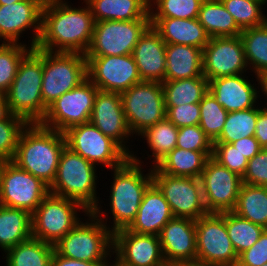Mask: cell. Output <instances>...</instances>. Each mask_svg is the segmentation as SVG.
Wrapping results in <instances>:
<instances>
[{
	"label": "cell",
	"mask_w": 267,
	"mask_h": 266,
	"mask_svg": "<svg viewBox=\"0 0 267 266\" xmlns=\"http://www.w3.org/2000/svg\"><path fill=\"white\" fill-rule=\"evenodd\" d=\"M83 1L86 5L77 8L68 0H45L41 34L35 48L85 55L92 41L95 21L89 5Z\"/></svg>",
	"instance_id": "cell-1"
},
{
	"label": "cell",
	"mask_w": 267,
	"mask_h": 266,
	"mask_svg": "<svg viewBox=\"0 0 267 266\" xmlns=\"http://www.w3.org/2000/svg\"><path fill=\"white\" fill-rule=\"evenodd\" d=\"M142 163L141 157L137 158L136 154H132L121 166L111 169L113 171V180L110 185L108 200H110L109 206L113 216L111 217V219L113 218V223L109 222V225L107 224L108 215L100 209L102 208L101 203L92 211L113 233L127 228L132 223L137 215L145 191L153 183L152 167L145 174ZM110 224H113L111 228Z\"/></svg>",
	"instance_id": "cell-2"
},
{
	"label": "cell",
	"mask_w": 267,
	"mask_h": 266,
	"mask_svg": "<svg viewBox=\"0 0 267 266\" xmlns=\"http://www.w3.org/2000/svg\"><path fill=\"white\" fill-rule=\"evenodd\" d=\"M65 147L63 132L40 123H28L19 137L11 161L50 187L56 178L60 156Z\"/></svg>",
	"instance_id": "cell-3"
},
{
	"label": "cell",
	"mask_w": 267,
	"mask_h": 266,
	"mask_svg": "<svg viewBox=\"0 0 267 266\" xmlns=\"http://www.w3.org/2000/svg\"><path fill=\"white\" fill-rule=\"evenodd\" d=\"M43 49L32 48L21 60L17 74L6 93L9 113L24 118L28 123H40L47 106L43 103Z\"/></svg>",
	"instance_id": "cell-4"
},
{
	"label": "cell",
	"mask_w": 267,
	"mask_h": 266,
	"mask_svg": "<svg viewBox=\"0 0 267 266\" xmlns=\"http://www.w3.org/2000/svg\"><path fill=\"white\" fill-rule=\"evenodd\" d=\"M97 167L67 146L63 149L57 174L49 192L81 203L89 212L99 204Z\"/></svg>",
	"instance_id": "cell-5"
},
{
	"label": "cell",
	"mask_w": 267,
	"mask_h": 266,
	"mask_svg": "<svg viewBox=\"0 0 267 266\" xmlns=\"http://www.w3.org/2000/svg\"><path fill=\"white\" fill-rule=\"evenodd\" d=\"M54 246L67 258L87 262H110L113 256V232L92 212ZM89 221V222H88Z\"/></svg>",
	"instance_id": "cell-6"
},
{
	"label": "cell",
	"mask_w": 267,
	"mask_h": 266,
	"mask_svg": "<svg viewBox=\"0 0 267 266\" xmlns=\"http://www.w3.org/2000/svg\"><path fill=\"white\" fill-rule=\"evenodd\" d=\"M78 210L89 213L78 201L49 193L32 213V237L55 246L82 221Z\"/></svg>",
	"instance_id": "cell-7"
},
{
	"label": "cell",
	"mask_w": 267,
	"mask_h": 266,
	"mask_svg": "<svg viewBox=\"0 0 267 266\" xmlns=\"http://www.w3.org/2000/svg\"><path fill=\"white\" fill-rule=\"evenodd\" d=\"M86 79L87 59L84 54L43 50L41 94L47 107Z\"/></svg>",
	"instance_id": "cell-8"
},
{
	"label": "cell",
	"mask_w": 267,
	"mask_h": 266,
	"mask_svg": "<svg viewBox=\"0 0 267 266\" xmlns=\"http://www.w3.org/2000/svg\"><path fill=\"white\" fill-rule=\"evenodd\" d=\"M126 122L132 136L166 118L163 87L160 82L142 81L121 93Z\"/></svg>",
	"instance_id": "cell-9"
},
{
	"label": "cell",
	"mask_w": 267,
	"mask_h": 266,
	"mask_svg": "<svg viewBox=\"0 0 267 266\" xmlns=\"http://www.w3.org/2000/svg\"><path fill=\"white\" fill-rule=\"evenodd\" d=\"M64 133L66 146L97 167L121 166L130 156L90 121L70 127Z\"/></svg>",
	"instance_id": "cell-10"
},
{
	"label": "cell",
	"mask_w": 267,
	"mask_h": 266,
	"mask_svg": "<svg viewBox=\"0 0 267 266\" xmlns=\"http://www.w3.org/2000/svg\"><path fill=\"white\" fill-rule=\"evenodd\" d=\"M150 26V19L95 22L92 41L85 56L132 54L138 40Z\"/></svg>",
	"instance_id": "cell-11"
},
{
	"label": "cell",
	"mask_w": 267,
	"mask_h": 266,
	"mask_svg": "<svg viewBox=\"0 0 267 266\" xmlns=\"http://www.w3.org/2000/svg\"><path fill=\"white\" fill-rule=\"evenodd\" d=\"M196 261L216 266H236L238 255L225 225V212L208 213L195 220Z\"/></svg>",
	"instance_id": "cell-12"
},
{
	"label": "cell",
	"mask_w": 267,
	"mask_h": 266,
	"mask_svg": "<svg viewBox=\"0 0 267 266\" xmlns=\"http://www.w3.org/2000/svg\"><path fill=\"white\" fill-rule=\"evenodd\" d=\"M98 90L87 78L78 87L52 102L40 124L65 132L72 126L89 122Z\"/></svg>",
	"instance_id": "cell-13"
},
{
	"label": "cell",
	"mask_w": 267,
	"mask_h": 266,
	"mask_svg": "<svg viewBox=\"0 0 267 266\" xmlns=\"http://www.w3.org/2000/svg\"><path fill=\"white\" fill-rule=\"evenodd\" d=\"M152 179L170 205L174 217L198 220L208 214L200 178L170 176L152 167Z\"/></svg>",
	"instance_id": "cell-14"
},
{
	"label": "cell",
	"mask_w": 267,
	"mask_h": 266,
	"mask_svg": "<svg viewBox=\"0 0 267 266\" xmlns=\"http://www.w3.org/2000/svg\"><path fill=\"white\" fill-rule=\"evenodd\" d=\"M49 193V186L41 179L11 160L6 161L0 179V205L24 209L32 214Z\"/></svg>",
	"instance_id": "cell-15"
},
{
	"label": "cell",
	"mask_w": 267,
	"mask_h": 266,
	"mask_svg": "<svg viewBox=\"0 0 267 266\" xmlns=\"http://www.w3.org/2000/svg\"><path fill=\"white\" fill-rule=\"evenodd\" d=\"M87 78L102 91L122 93L142 82L132 54L85 56Z\"/></svg>",
	"instance_id": "cell-16"
},
{
	"label": "cell",
	"mask_w": 267,
	"mask_h": 266,
	"mask_svg": "<svg viewBox=\"0 0 267 266\" xmlns=\"http://www.w3.org/2000/svg\"><path fill=\"white\" fill-rule=\"evenodd\" d=\"M200 180L208 213L234 210L243 184L242 177L210 157L206 161Z\"/></svg>",
	"instance_id": "cell-17"
},
{
	"label": "cell",
	"mask_w": 267,
	"mask_h": 266,
	"mask_svg": "<svg viewBox=\"0 0 267 266\" xmlns=\"http://www.w3.org/2000/svg\"><path fill=\"white\" fill-rule=\"evenodd\" d=\"M44 3L45 0H21L8 5H0V41L22 43L20 42L22 35L28 29H32L30 33L33 36L30 37L28 46L35 48L41 34Z\"/></svg>",
	"instance_id": "cell-18"
},
{
	"label": "cell",
	"mask_w": 267,
	"mask_h": 266,
	"mask_svg": "<svg viewBox=\"0 0 267 266\" xmlns=\"http://www.w3.org/2000/svg\"><path fill=\"white\" fill-rule=\"evenodd\" d=\"M203 75L209 80L243 74L249 70L239 36L210 38L202 49Z\"/></svg>",
	"instance_id": "cell-19"
},
{
	"label": "cell",
	"mask_w": 267,
	"mask_h": 266,
	"mask_svg": "<svg viewBox=\"0 0 267 266\" xmlns=\"http://www.w3.org/2000/svg\"><path fill=\"white\" fill-rule=\"evenodd\" d=\"M90 122L115 141L129 156L134 154V151L129 149L132 145H127L132 133L126 122L120 93L98 90Z\"/></svg>",
	"instance_id": "cell-20"
},
{
	"label": "cell",
	"mask_w": 267,
	"mask_h": 266,
	"mask_svg": "<svg viewBox=\"0 0 267 266\" xmlns=\"http://www.w3.org/2000/svg\"><path fill=\"white\" fill-rule=\"evenodd\" d=\"M126 266H160L165 262L158 235L126 228L113 233V256Z\"/></svg>",
	"instance_id": "cell-21"
},
{
	"label": "cell",
	"mask_w": 267,
	"mask_h": 266,
	"mask_svg": "<svg viewBox=\"0 0 267 266\" xmlns=\"http://www.w3.org/2000/svg\"><path fill=\"white\" fill-rule=\"evenodd\" d=\"M255 78L258 86H256V82L255 85L252 84L250 81L253 82V80H248L245 73L219 77L209 80L208 91L228 113L246 110L256 107L257 104L261 105L257 103L260 98V91L258 77Z\"/></svg>",
	"instance_id": "cell-22"
},
{
	"label": "cell",
	"mask_w": 267,
	"mask_h": 266,
	"mask_svg": "<svg viewBox=\"0 0 267 266\" xmlns=\"http://www.w3.org/2000/svg\"><path fill=\"white\" fill-rule=\"evenodd\" d=\"M158 236L165 262L196 261L195 220L174 217L167 222Z\"/></svg>",
	"instance_id": "cell-23"
},
{
	"label": "cell",
	"mask_w": 267,
	"mask_h": 266,
	"mask_svg": "<svg viewBox=\"0 0 267 266\" xmlns=\"http://www.w3.org/2000/svg\"><path fill=\"white\" fill-rule=\"evenodd\" d=\"M132 55L142 81H165L166 43L152 26L140 37Z\"/></svg>",
	"instance_id": "cell-24"
},
{
	"label": "cell",
	"mask_w": 267,
	"mask_h": 266,
	"mask_svg": "<svg viewBox=\"0 0 267 266\" xmlns=\"http://www.w3.org/2000/svg\"><path fill=\"white\" fill-rule=\"evenodd\" d=\"M172 218L174 215L170 205L159 188L152 183L144 193L135 219L126 229L138 234L159 235Z\"/></svg>",
	"instance_id": "cell-25"
},
{
	"label": "cell",
	"mask_w": 267,
	"mask_h": 266,
	"mask_svg": "<svg viewBox=\"0 0 267 266\" xmlns=\"http://www.w3.org/2000/svg\"><path fill=\"white\" fill-rule=\"evenodd\" d=\"M150 20L151 26L166 44H183L203 49L211 38L198 18H150Z\"/></svg>",
	"instance_id": "cell-26"
},
{
	"label": "cell",
	"mask_w": 267,
	"mask_h": 266,
	"mask_svg": "<svg viewBox=\"0 0 267 266\" xmlns=\"http://www.w3.org/2000/svg\"><path fill=\"white\" fill-rule=\"evenodd\" d=\"M165 80H179L203 75L202 49L183 44H166Z\"/></svg>",
	"instance_id": "cell-27"
},
{
	"label": "cell",
	"mask_w": 267,
	"mask_h": 266,
	"mask_svg": "<svg viewBox=\"0 0 267 266\" xmlns=\"http://www.w3.org/2000/svg\"><path fill=\"white\" fill-rule=\"evenodd\" d=\"M95 22L150 19L149 0H85Z\"/></svg>",
	"instance_id": "cell-28"
},
{
	"label": "cell",
	"mask_w": 267,
	"mask_h": 266,
	"mask_svg": "<svg viewBox=\"0 0 267 266\" xmlns=\"http://www.w3.org/2000/svg\"><path fill=\"white\" fill-rule=\"evenodd\" d=\"M213 151H192L175 147L154 167L161 173L176 177L200 178Z\"/></svg>",
	"instance_id": "cell-29"
},
{
	"label": "cell",
	"mask_w": 267,
	"mask_h": 266,
	"mask_svg": "<svg viewBox=\"0 0 267 266\" xmlns=\"http://www.w3.org/2000/svg\"><path fill=\"white\" fill-rule=\"evenodd\" d=\"M32 237V214L0 205V249H8Z\"/></svg>",
	"instance_id": "cell-30"
},
{
	"label": "cell",
	"mask_w": 267,
	"mask_h": 266,
	"mask_svg": "<svg viewBox=\"0 0 267 266\" xmlns=\"http://www.w3.org/2000/svg\"><path fill=\"white\" fill-rule=\"evenodd\" d=\"M198 20L211 38L235 37L242 32L220 0H204Z\"/></svg>",
	"instance_id": "cell-31"
},
{
	"label": "cell",
	"mask_w": 267,
	"mask_h": 266,
	"mask_svg": "<svg viewBox=\"0 0 267 266\" xmlns=\"http://www.w3.org/2000/svg\"><path fill=\"white\" fill-rule=\"evenodd\" d=\"M232 212L267 229V187L243 183Z\"/></svg>",
	"instance_id": "cell-32"
},
{
	"label": "cell",
	"mask_w": 267,
	"mask_h": 266,
	"mask_svg": "<svg viewBox=\"0 0 267 266\" xmlns=\"http://www.w3.org/2000/svg\"><path fill=\"white\" fill-rule=\"evenodd\" d=\"M161 84L165 106L199 103L209 88V81L204 75L189 79L165 80Z\"/></svg>",
	"instance_id": "cell-33"
},
{
	"label": "cell",
	"mask_w": 267,
	"mask_h": 266,
	"mask_svg": "<svg viewBox=\"0 0 267 266\" xmlns=\"http://www.w3.org/2000/svg\"><path fill=\"white\" fill-rule=\"evenodd\" d=\"M54 246L39 239L18 243L5 252L6 266H51Z\"/></svg>",
	"instance_id": "cell-34"
},
{
	"label": "cell",
	"mask_w": 267,
	"mask_h": 266,
	"mask_svg": "<svg viewBox=\"0 0 267 266\" xmlns=\"http://www.w3.org/2000/svg\"><path fill=\"white\" fill-rule=\"evenodd\" d=\"M240 38L249 70L256 77L267 72V22L262 26L242 30Z\"/></svg>",
	"instance_id": "cell-35"
},
{
	"label": "cell",
	"mask_w": 267,
	"mask_h": 266,
	"mask_svg": "<svg viewBox=\"0 0 267 266\" xmlns=\"http://www.w3.org/2000/svg\"><path fill=\"white\" fill-rule=\"evenodd\" d=\"M179 128L176 127L167 117L157 122L154 126L147 128L139 136L147 142L152 155L147 154V158H152L154 167L162 158L169 154L175 147Z\"/></svg>",
	"instance_id": "cell-36"
},
{
	"label": "cell",
	"mask_w": 267,
	"mask_h": 266,
	"mask_svg": "<svg viewBox=\"0 0 267 266\" xmlns=\"http://www.w3.org/2000/svg\"><path fill=\"white\" fill-rule=\"evenodd\" d=\"M225 225L238 256L252 247L265 230L264 227L243 219L232 211L225 212Z\"/></svg>",
	"instance_id": "cell-37"
},
{
	"label": "cell",
	"mask_w": 267,
	"mask_h": 266,
	"mask_svg": "<svg viewBox=\"0 0 267 266\" xmlns=\"http://www.w3.org/2000/svg\"><path fill=\"white\" fill-rule=\"evenodd\" d=\"M258 106L229 112L220 136L213 143H232L244 137L254 136Z\"/></svg>",
	"instance_id": "cell-38"
},
{
	"label": "cell",
	"mask_w": 267,
	"mask_h": 266,
	"mask_svg": "<svg viewBox=\"0 0 267 266\" xmlns=\"http://www.w3.org/2000/svg\"><path fill=\"white\" fill-rule=\"evenodd\" d=\"M225 9L233 16L237 26L241 29L262 26L267 22V15L263 10L267 1L255 0H220ZM265 5V7L263 6ZM264 7V8H263Z\"/></svg>",
	"instance_id": "cell-39"
},
{
	"label": "cell",
	"mask_w": 267,
	"mask_h": 266,
	"mask_svg": "<svg viewBox=\"0 0 267 266\" xmlns=\"http://www.w3.org/2000/svg\"><path fill=\"white\" fill-rule=\"evenodd\" d=\"M26 43L0 44V91L8 92L22 58L32 49Z\"/></svg>",
	"instance_id": "cell-40"
},
{
	"label": "cell",
	"mask_w": 267,
	"mask_h": 266,
	"mask_svg": "<svg viewBox=\"0 0 267 266\" xmlns=\"http://www.w3.org/2000/svg\"><path fill=\"white\" fill-rule=\"evenodd\" d=\"M203 1L149 0L150 18L196 19Z\"/></svg>",
	"instance_id": "cell-41"
},
{
	"label": "cell",
	"mask_w": 267,
	"mask_h": 266,
	"mask_svg": "<svg viewBox=\"0 0 267 266\" xmlns=\"http://www.w3.org/2000/svg\"><path fill=\"white\" fill-rule=\"evenodd\" d=\"M200 128L214 142L221 134L228 112L208 91L199 102Z\"/></svg>",
	"instance_id": "cell-42"
},
{
	"label": "cell",
	"mask_w": 267,
	"mask_h": 266,
	"mask_svg": "<svg viewBox=\"0 0 267 266\" xmlns=\"http://www.w3.org/2000/svg\"><path fill=\"white\" fill-rule=\"evenodd\" d=\"M27 125L24 118L9 112L0 116V156L5 160L13 159L19 137Z\"/></svg>",
	"instance_id": "cell-43"
},
{
	"label": "cell",
	"mask_w": 267,
	"mask_h": 266,
	"mask_svg": "<svg viewBox=\"0 0 267 266\" xmlns=\"http://www.w3.org/2000/svg\"><path fill=\"white\" fill-rule=\"evenodd\" d=\"M212 158L240 177H243L248 164V159L231 143H213Z\"/></svg>",
	"instance_id": "cell-44"
},
{
	"label": "cell",
	"mask_w": 267,
	"mask_h": 266,
	"mask_svg": "<svg viewBox=\"0 0 267 266\" xmlns=\"http://www.w3.org/2000/svg\"><path fill=\"white\" fill-rule=\"evenodd\" d=\"M176 147L192 151H213V142L199 125L185 126L178 130Z\"/></svg>",
	"instance_id": "cell-45"
},
{
	"label": "cell",
	"mask_w": 267,
	"mask_h": 266,
	"mask_svg": "<svg viewBox=\"0 0 267 266\" xmlns=\"http://www.w3.org/2000/svg\"><path fill=\"white\" fill-rule=\"evenodd\" d=\"M242 182L267 187V151L264 148L248 160Z\"/></svg>",
	"instance_id": "cell-46"
},
{
	"label": "cell",
	"mask_w": 267,
	"mask_h": 266,
	"mask_svg": "<svg viewBox=\"0 0 267 266\" xmlns=\"http://www.w3.org/2000/svg\"><path fill=\"white\" fill-rule=\"evenodd\" d=\"M166 117L178 128L199 125V103L184 104L179 106H166Z\"/></svg>",
	"instance_id": "cell-47"
},
{
	"label": "cell",
	"mask_w": 267,
	"mask_h": 266,
	"mask_svg": "<svg viewBox=\"0 0 267 266\" xmlns=\"http://www.w3.org/2000/svg\"><path fill=\"white\" fill-rule=\"evenodd\" d=\"M267 263V229L258 241L238 256L236 266H261Z\"/></svg>",
	"instance_id": "cell-48"
},
{
	"label": "cell",
	"mask_w": 267,
	"mask_h": 266,
	"mask_svg": "<svg viewBox=\"0 0 267 266\" xmlns=\"http://www.w3.org/2000/svg\"><path fill=\"white\" fill-rule=\"evenodd\" d=\"M236 149L244 155L248 160L255 156L262 147L254 136L244 137L232 142Z\"/></svg>",
	"instance_id": "cell-49"
},
{
	"label": "cell",
	"mask_w": 267,
	"mask_h": 266,
	"mask_svg": "<svg viewBox=\"0 0 267 266\" xmlns=\"http://www.w3.org/2000/svg\"><path fill=\"white\" fill-rule=\"evenodd\" d=\"M254 137L258 140L260 146L265 148L267 145V109L263 106L258 107V119Z\"/></svg>",
	"instance_id": "cell-50"
},
{
	"label": "cell",
	"mask_w": 267,
	"mask_h": 266,
	"mask_svg": "<svg viewBox=\"0 0 267 266\" xmlns=\"http://www.w3.org/2000/svg\"><path fill=\"white\" fill-rule=\"evenodd\" d=\"M108 264L109 262H87L63 257L55 250L51 259V266H108Z\"/></svg>",
	"instance_id": "cell-51"
},
{
	"label": "cell",
	"mask_w": 267,
	"mask_h": 266,
	"mask_svg": "<svg viewBox=\"0 0 267 266\" xmlns=\"http://www.w3.org/2000/svg\"><path fill=\"white\" fill-rule=\"evenodd\" d=\"M258 81H259V86L260 89L259 92L260 94L263 93L262 95H260L261 97L264 95L265 101L267 100V72L262 73L258 76ZM266 105H267V101H266ZM264 108L267 109V106L264 105Z\"/></svg>",
	"instance_id": "cell-52"
},
{
	"label": "cell",
	"mask_w": 267,
	"mask_h": 266,
	"mask_svg": "<svg viewBox=\"0 0 267 266\" xmlns=\"http://www.w3.org/2000/svg\"><path fill=\"white\" fill-rule=\"evenodd\" d=\"M8 110L6 107V94L0 91V116L7 114Z\"/></svg>",
	"instance_id": "cell-53"
},
{
	"label": "cell",
	"mask_w": 267,
	"mask_h": 266,
	"mask_svg": "<svg viewBox=\"0 0 267 266\" xmlns=\"http://www.w3.org/2000/svg\"><path fill=\"white\" fill-rule=\"evenodd\" d=\"M182 266H216V265H211L199 261H189V262H181Z\"/></svg>",
	"instance_id": "cell-54"
},
{
	"label": "cell",
	"mask_w": 267,
	"mask_h": 266,
	"mask_svg": "<svg viewBox=\"0 0 267 266\" xmlns=\"http://www.w3.org/2000/svg\"><path fill=\"white\" fill-rule=\"evenodd\" d=\"M18 1H21V0H0V5H8V4L18 2Z\"/></svg>",
	"instance_id": "cell-55"
},
{
	"label": "cell",
	"mask_w": 267,
	"mask_h": 266,
	"mask_svg": "<svg viewBox=\"0 0 267 266\" xmlns=\"http://www.w3.org/2000/svg\"><path fill=\"white\" fill-rule=\"evenodd\" d=\"M114 260H112V262H109L108 266H126L124 264H121L116 258Z\"/></svg>",
	"instance_id": "cell-56"
},
{
	"label": "cell",
	"mask_w": 267,
	"mask_h": 266,
	"mask_svg": "<svg viewBox=\"0 0 267 266\" xmlns=\"http://www.w3.org/2000/svg\"><path fill=\"white\" fill-rule=\"evenodd\" d=\"M160 266H182L181 263H174V262H164Z\"/></svg>",
	"instance_id": "cell-57"
},
{
	"label": "cell",
	"mask_w": 267,
	"mask_h": 266,
	"mask_svg": "<svg viewBox=\"0 0 267 266\" xmlns=\"http://www.w3.org/2000/svg\"><path fill=\"white\" fill-rule=\"evenodd\" d=\"M7 160H5L3 157L0 156V179H1V172H2V169L5 165Z\"/></svg>",
	"instance_id": "cell-58"
}]
</instances>
